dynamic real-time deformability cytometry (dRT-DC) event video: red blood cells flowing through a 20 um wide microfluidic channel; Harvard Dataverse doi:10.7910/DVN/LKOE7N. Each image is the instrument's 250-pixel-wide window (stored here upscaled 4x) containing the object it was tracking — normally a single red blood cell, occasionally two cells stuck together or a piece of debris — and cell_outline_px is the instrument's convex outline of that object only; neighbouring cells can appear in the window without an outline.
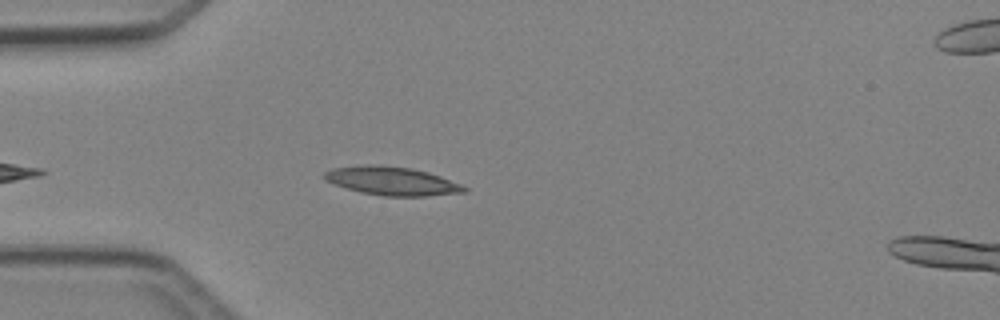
{"species": "Egyptian fruit bat (a non-hibernating species)", "species_latin": "Rousettus aegyptiacus", "temperature_condition": "cold", "stored_images_in_passage": 3, "camera_frame_rate_fps": 3000, "um_per_image_px": 0.085, "animal": {"sex": "female"}, "frame": {"image": 1, "passage_image": 3, "time_ms": 2.667, "image_size_px": [1000, 320], "cell_outline_px": [[468, 192], [424, 196], [384, 196], [360, 192], [324, 180], [324, 172], [332, 168], [368, 164], [376, 164], [412, 168], [428, 172], [440, 176], [460, 184], [468, 188]], "centroid_in_image_um": [33.32, 15.38], "position_along_channel_um": 51.7, "area_um2": 23.18}}